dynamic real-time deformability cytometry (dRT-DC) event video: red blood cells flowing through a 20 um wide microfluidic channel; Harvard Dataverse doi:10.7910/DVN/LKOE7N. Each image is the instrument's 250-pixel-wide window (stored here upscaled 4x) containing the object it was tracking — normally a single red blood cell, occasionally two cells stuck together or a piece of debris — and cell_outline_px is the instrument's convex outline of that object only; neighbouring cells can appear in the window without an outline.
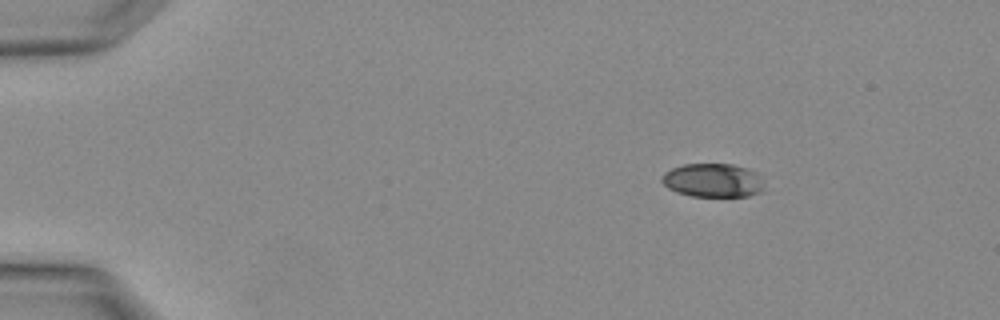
{"species": "Egyptian fruit bat (a non-hibernating species)", "species_latin": "Rousettus aegyptiacus", "temperature_condition": "warm", "stored_images_in_passage": 2, "camera_frame_rate_fps": 3000, "um_per_image_px": 0.085, "animal": {"sex": "female"}, "frame": {"image": 1, "passage_image": 2, "time_ms": 0.333, "image_size_px": [1000, 320], "cell_outline_px": [[760, 192], [748, 196], [692, 196], [676, 192], [668, 188], [660, 180], [664, 172], [672, 168], [684, 164], [732, 164], [748, 168], [756, 172], [760, 184]], "centroid_in_image_um": [60.52, 15.32], "position_along_channel_um": 24.5, "area_um2": 19.83}}